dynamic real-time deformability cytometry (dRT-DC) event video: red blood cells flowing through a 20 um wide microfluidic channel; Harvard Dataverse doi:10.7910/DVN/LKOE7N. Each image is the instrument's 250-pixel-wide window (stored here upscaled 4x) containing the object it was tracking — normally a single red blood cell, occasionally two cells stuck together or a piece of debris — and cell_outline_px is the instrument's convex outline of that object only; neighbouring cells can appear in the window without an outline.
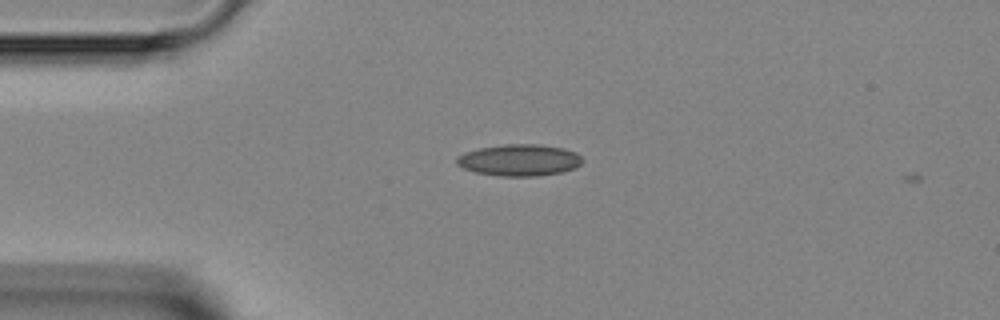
{"species": "Egyptian fruit bat (a non-hibernating species)", "species_latin": "Rousettus aegyptiacus", "temperature_condition": "room temperature", "stored_images_in_passage": 3, "camera_frame_rate_fps": 3000, "um_per_image_px": 0.085, "animal": {"sex": "female"}, "frame": {"image": 1, "passage_image": 2, "time_ms": 0.333, "image_size_px": [1000, 320], "cell_outline_px": [[584, 160], [576, 168], [564, 172], [536, 176], [500, 176], [476, 172], [464, 168], [456, 164], [456, 156], [464, 152], [480, 148], [504, 144], [540, 144], [564, 148], [576, 152]], "centroid_in_image_um": [44.17, 13.61], "position_along_channel_um": 40.8, "area_um2": 23.35}}